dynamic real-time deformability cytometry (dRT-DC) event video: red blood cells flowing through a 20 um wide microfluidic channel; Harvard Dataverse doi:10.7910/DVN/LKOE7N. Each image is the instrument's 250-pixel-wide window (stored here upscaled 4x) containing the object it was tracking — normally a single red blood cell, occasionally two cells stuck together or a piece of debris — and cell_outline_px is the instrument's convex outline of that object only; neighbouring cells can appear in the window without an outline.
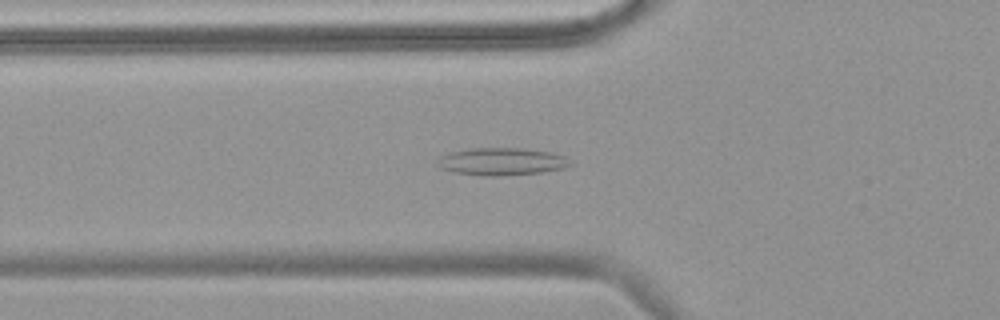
{"species": "common noctule bat (a hibernating species)", "species_latin": "Nyctalus noctula", "temperature_condition": "warm", "stored_images_in_passage": 39, "camera_frame_rate_fps": 3000, "um_per_image_px": 0.085, "animal": {"sex": "female", "body_mass_g": 18.4}, "frame": {"image": 1, "passage_image": 4, "time_ms": 1.0, "image_size_px": [1000, 320], "cell_outline_px": [[572, 164], [564, 168], [540, 172], [492, 176], [484, 176], [456, 172], [440, 168], [440, 156], [452, 152], [468, 148], [524, 148], [552, 152], [564, 156], [572, 160]], "centroid_in_image_um": [42.7, 13.72], "position_along_channel_um": 83.1, "area_um2": 21.04}}
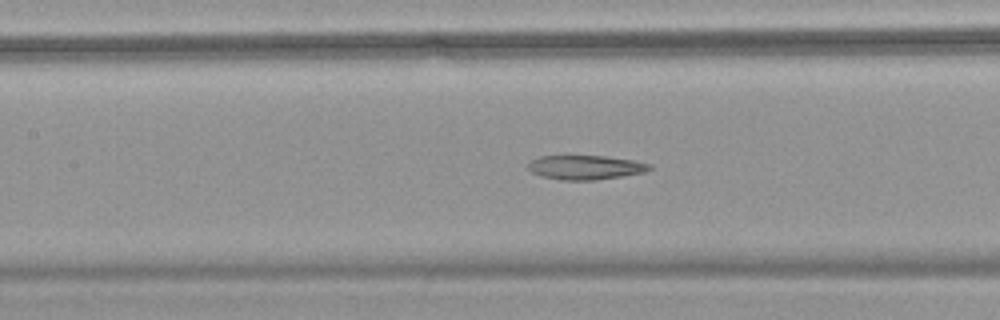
{"frame": {"image": 2, "passage_image": 10, "time_ms": 3.0, "image_size_px": [1000, 320], "cell_outline_px": [[652, 168], [644, 172], [620, 176], [592, 180], [564, 180], [540, 176], [532, 172], [528, 168], [528, 164], [532, 160], [540, 156], [604, 156], [632, 160], [648, 164]], "centroid_in_image_um": [49.72, 14.22], "position_along_channel_um": 157.7, "area_um2": 16.82}}
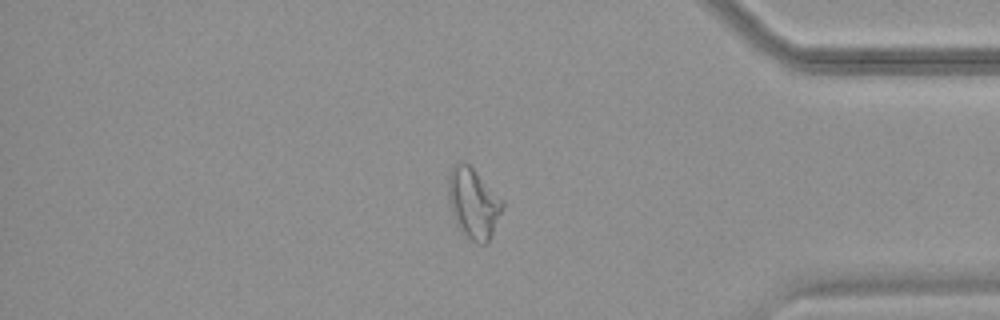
{"frame": {"image": 3, "passage_image": 31, "time_ms": 10.0, "image_size_px": [1000, 320], "cell_outline_px": [[504, 208], [488, 240], [484, 244], [480, 244], [472, 240], [456, 224], [448, 192], [448, 176], [452, 168], [456, 164], [468, 164], [504, 200]], "centroid_in_image_um": [40.27, 17.27], "position_along_channel_um": 394.9, "area_um2": 21.44}, "authors_computed_cell_mechanics": {"area_um2": 18.0914, "velocity_mm_per_s": 3.7071, "shape_relaxation_time_tau1_ms": null, "shape_relaxation_time_tau2_ms": 9.0229, "deformation_change_tau1": null, "deformation_change_tau2": 0.2199}}